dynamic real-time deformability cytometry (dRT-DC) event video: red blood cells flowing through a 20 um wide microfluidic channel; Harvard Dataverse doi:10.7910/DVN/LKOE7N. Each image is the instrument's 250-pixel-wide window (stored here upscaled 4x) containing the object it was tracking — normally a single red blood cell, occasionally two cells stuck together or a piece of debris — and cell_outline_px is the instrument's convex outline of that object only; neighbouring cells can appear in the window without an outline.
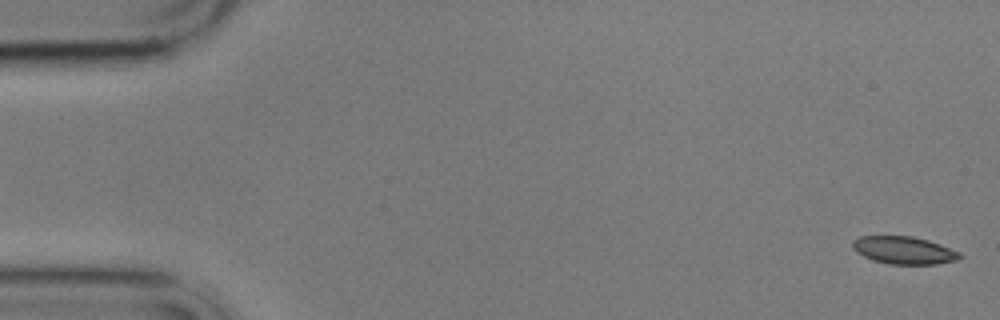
{"species": "common noctule bat (a hibernating species)", "species_latin": "Nyctalus noctula", "temperature_condition": "cold", "stored_images_in_passage": 9, "camera_frame_rate_fps": 3000, "um_per_image_px": 0.085, "animal": {"sex": "male", "body_mass_g": 17.9}, "frame": {"image": 1, "passage_image": 1, "time_ms": 0.0, "image_size_px": [1000, 320], "cell_outline_px": [[960, 256], [956, 260], [936, 264], [888, 264], [872, 260], [856, 252], [852, 248], [852, 240], [860, 236], [912, 236], [928, 240], [940, 244], [960, 252]], "centroid_in_image_um": [76.79, 21.27], "position_along_channel_um": 8.2, "area_um2": 17.22}}
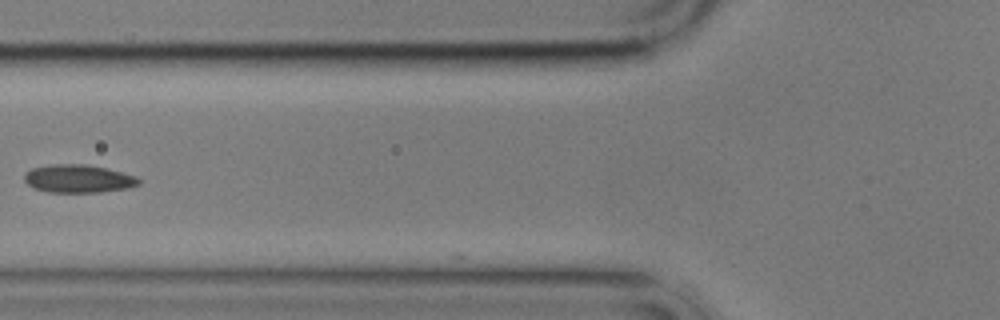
{"frame": {"image": 2, "passage_image": 7, "time_ms": 7.0, "image_size_px": [1000, 320], "cell_outline_px": [[140, 184], [128, 188], [100, 192], [48, 192], [32, 188], [24, 180], [24, 172], [32, 168], [52, 164], [88, 164], [136, 176], [140, 180]], "centroid_in_image_um": [6.62, 15.19], "position_along_channel_um": 119.2, "area_um2": 18.73}}
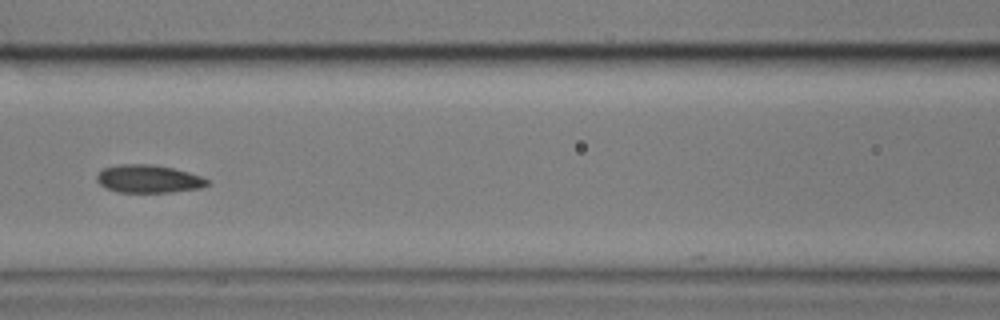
{"frame": {"image": 3, "passage_image": 8, "time_ms": 8.0, "image_size_px": [1000, 320], "cell_outline_px": [[208, 184], [200, 188], [172, 192], [116, 192], [104, 188], [96, 180], [96, 176], [104, 168], [120, 164], [152, 164], [172, 168], [188, 172], [200, 176], [208, 180]], "centroid_in_image_um": [12.59, 15.21], "position_along_channel_um": 154.0, "area_um2": 17.92}}